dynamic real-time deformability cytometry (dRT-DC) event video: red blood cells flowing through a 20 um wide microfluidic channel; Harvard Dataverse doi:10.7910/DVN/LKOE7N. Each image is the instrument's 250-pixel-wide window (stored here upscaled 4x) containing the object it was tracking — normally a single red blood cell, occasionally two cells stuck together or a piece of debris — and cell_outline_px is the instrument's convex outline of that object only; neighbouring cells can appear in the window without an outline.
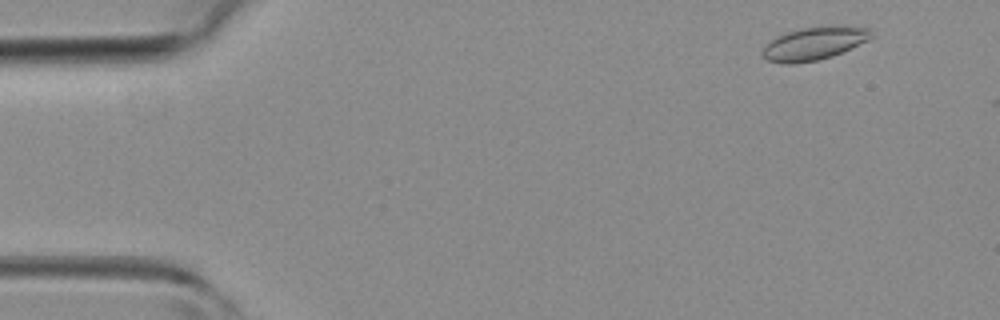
{"species": "common noctule bat (a hibernating species)", "species_latin": "Nyctalus noctula", "temperature_condition": "room temperature", "stored_images_in_passage": 4, "camera_frame_rate_fps": 3000, "um_per_image_px": 0.085, "animal": {"sex": "female", "body_mass_g": 19.3, "forearm_length_mm": 54.1}, "frame": {"image": 1, "passage_image": 3, "time_ms": 0.667, "image_size_px": [1000, 320], "cell_outline_px": [[872, 36], [868, 40], [832, 56], [816, 60], [792, 64], [780, 64], [768, 60], [760, 52], [776, 36], [784, 32], [800, 28], [840, 24], [852, 24], [872, 28]], "centroid_in_image_um": [69.25, 3.65], "position_along_channel_um": 15.7, "area_um2": 21.33}}